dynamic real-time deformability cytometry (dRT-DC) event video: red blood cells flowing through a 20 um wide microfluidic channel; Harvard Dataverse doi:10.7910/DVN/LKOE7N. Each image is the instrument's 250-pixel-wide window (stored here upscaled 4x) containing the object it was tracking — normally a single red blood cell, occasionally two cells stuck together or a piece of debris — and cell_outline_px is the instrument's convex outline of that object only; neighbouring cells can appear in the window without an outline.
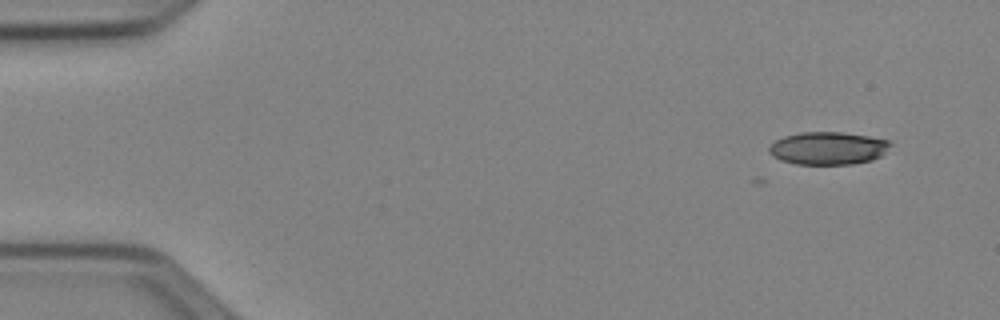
{"species": "Egyptian fruit bat (a non-hibernating species)", "species_latin": "Rousettus aegyptiacus", "temperature_condition": "cold", "stored_images_in_passage": 4, "camera_frame_rate_fps": 3000, "um_per_image_px": 0.085, "animal": {"sex": "female"}, "frame": {"image": 1, "passage_image": 1, "time_ms": 0.0, "image_size_px": [1000, 320], "cell_outline_px": [[892, 144], [880, 156], [872, 160], [852, 164], [796, 164], [780, 160], [772, 156], [768, 152], [768, 148], [776, 140], [784, 136], [800, 132], [844, 132], [868, 136], [888, 140]], "centroid_in_image_um": [70.36, 12.59], "position_along_channel_um": 14.6, "area_um2": 23.18}}